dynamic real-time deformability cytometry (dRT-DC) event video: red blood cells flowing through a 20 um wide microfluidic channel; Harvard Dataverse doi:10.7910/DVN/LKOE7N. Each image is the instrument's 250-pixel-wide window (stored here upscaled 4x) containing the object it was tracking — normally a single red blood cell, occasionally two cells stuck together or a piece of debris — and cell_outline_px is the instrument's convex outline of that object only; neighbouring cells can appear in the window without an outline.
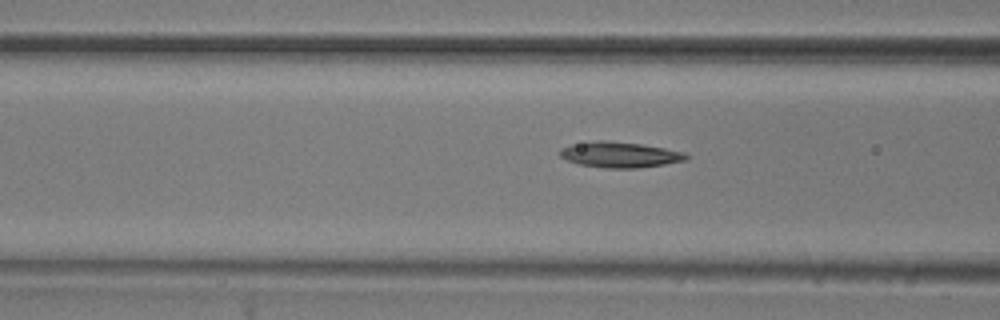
{"species": "common noctule bat (a hibernating species)", "species_latin": "Nyctalus noctula", "temperature_condition": "room temperature", "stored_images_in_passage": 19, "camera_frame_rate_fps": 3000, "um_per_image_px": 0.085, "animal": {"sex": "male", "body_mass_g": 20.5, "forearm_length_mm": 52.5}, "frame": {"image": 1, "passage_image": 16, "time_ms": 5.0, "image_size_px": [1000, 320], "cell_outline_px": [[688, 160], [664, 164], [636, 168], [604, 168], [580, 164], [568, 160], [560, 156], [560, 148], [572, 144], [596, 140], [604, 140], [640, 144], [664, 148], [684, 152], [688, 156]], "centroid_in_image_um": [52.68, 13.14], "position_along_channel_um": 113.9, "area_um2": 18.73}}